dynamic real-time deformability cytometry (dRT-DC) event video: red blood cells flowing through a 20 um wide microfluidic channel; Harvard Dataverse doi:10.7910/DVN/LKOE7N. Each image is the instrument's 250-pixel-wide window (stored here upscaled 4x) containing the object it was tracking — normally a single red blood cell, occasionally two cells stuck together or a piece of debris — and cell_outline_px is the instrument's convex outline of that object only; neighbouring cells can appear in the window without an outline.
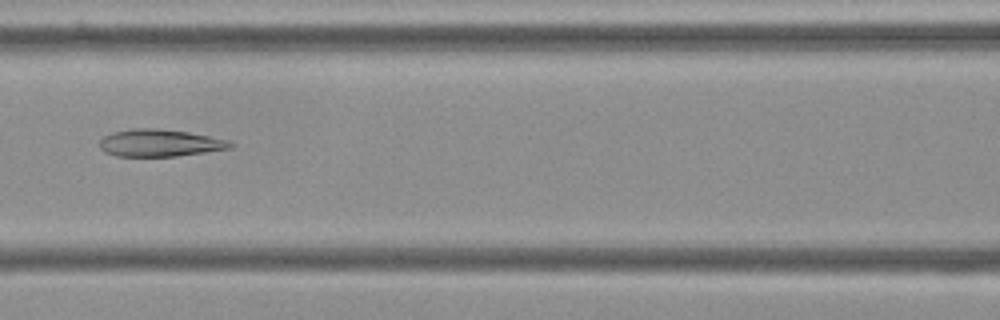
{"species": "Egyptian fruit bat (a non-hibernating species)", "species_latin": "Rousettus aegyptiacus", "temperature_condition": "cold", "stored_images_in_passage": 55, "camera_frame_rate_fps": 3000, "um_per_image_px": 0.085, "frame": {"image": 1, "passage_image": 24, "time_ms": 7.667, "image_size_px": [1000, 320], "cell_outline_px": [[236, 144], [232, 148], [176, 156], [116, 156], [104, 152], [100, 148], [100, 140], [104, 136], [112, 132], [132, 128], [156, 128], [188, 132], [232, 140]], "centroid_in_image_um": [13.62, 12.14], "position_along_channel_um": 153.0, "area_um2": 20.92}}
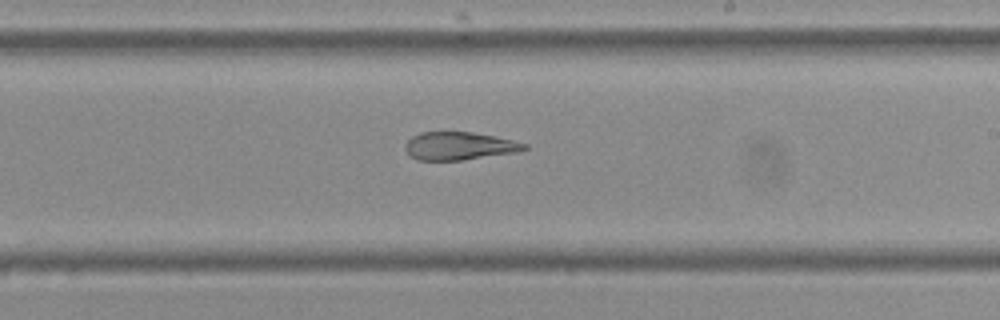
{"frame": {"image": 2, "passage_image": 32, "time_ms": 10.333, "image_size_px": [1000, 320], "cell_outline_px": [[528, 148], [520, 152], [460, 160], [416, 160], [404, 148], [404, 144], [412, 136], [420, 132], [472, 132], [496, 136], [528, 144]], "centroid_in_image_um": [39.06, 12.4], "position_along_channel_um": 249.9, "area_um2": 19.48}}
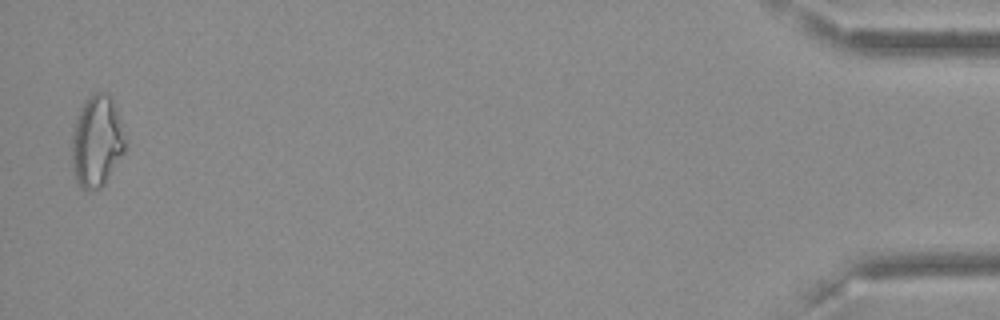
{"frame": {"image": 3, "passage_image": 54, "time_ms": 17.667, "image_size_px": [1000, 320], "cell_outline_px": [[124, 152], [104, 184], [100, 188], [80, 188], [76, 180], [72, 168], [72, 128], [76, 116], [84, 100], [92, 92], [104, 92], [116, 104], [120, 116], [124, 140]], "centroid_in_image_um": [8.2, 11.96], "position_along_channel_um": 427.0, "area_um2": 28.5}, "authors_computed_cell_mechanics": {"area_um2": 23.4668, "velocity_mm_per_s": 3.6533, "shape_relaxation_time_tau1_ms": null, "shape_relaxation_time_tau2_ms": 5.7402, "deformation_change_tau1": null, "deformation_change_tau2": 0.1229}}